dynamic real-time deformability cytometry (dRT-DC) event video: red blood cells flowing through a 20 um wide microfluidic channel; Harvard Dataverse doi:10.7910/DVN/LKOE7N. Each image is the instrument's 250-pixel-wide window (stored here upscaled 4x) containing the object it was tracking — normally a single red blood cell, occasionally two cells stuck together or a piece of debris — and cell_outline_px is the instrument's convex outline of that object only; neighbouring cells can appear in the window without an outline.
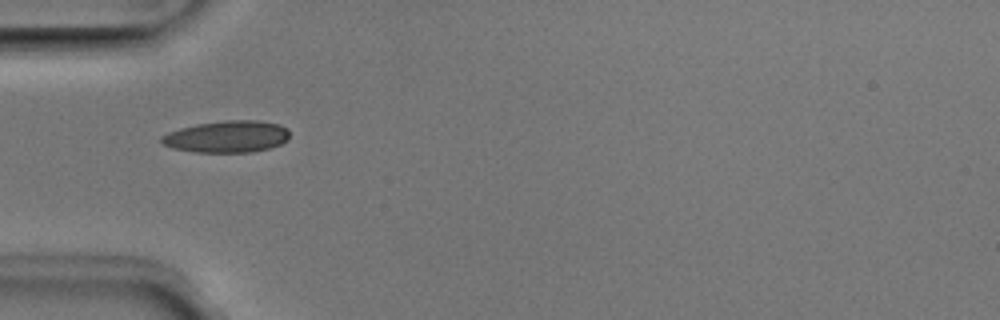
{"species": "Egyptian fruit bat (a non-hibernating species)", "species_latin": "Rousettus aegyptiacus", "temperature_condition": "room temperature", "stored_images_in_passage": 35, "camera_frame_rate_fps": 3000, "um_per_image_px": 0.085, "animal": {"sex": "male"}, "frame": {"image": 1, "passage_image": 1, "time_ms": 0.0, "image_size_px": [1000, 320], "cell_outline_px": [[288, 140], [280, 144], [268, 148], [252, 152], [196, 152], [172, 148], [164, 144], [160, 140], [160, 136], [168, 132], [180, 128], [196, 124], [224, 120], [256, 120], [280, 124], [288, 128]], "centroid_in_image_um": [19.29, 11.6], "position_along_channel_um": 65.7, "area_um2": 23.81}}
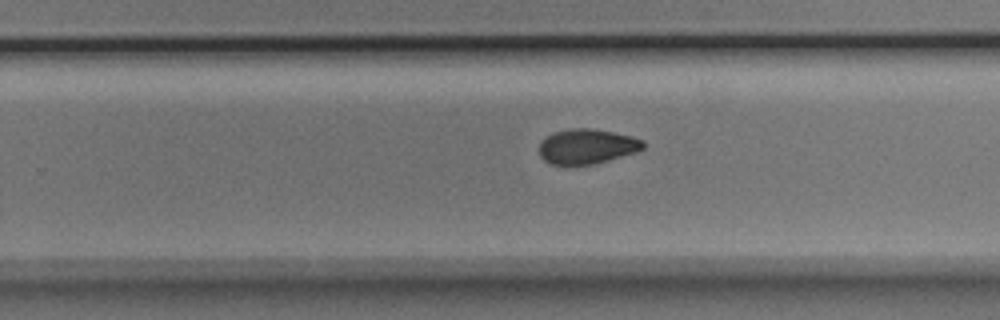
{"frame": {"image": 2, "passage_image": 17, "time_ms": 5.333, "image_size_px": [1000, 320], "cell_outline_px": [[644, 148], [636, 152], [608, 160], [592, 164], [548, 164], [540, 156], [540, 140], [552, 132], [572, 128], [592, 128], [632, 136], [644, 140]], "centroid_in_image_um": [49.87, 12.43], "position_along_channel_um": 279.9, "area_um2": 21.15}}
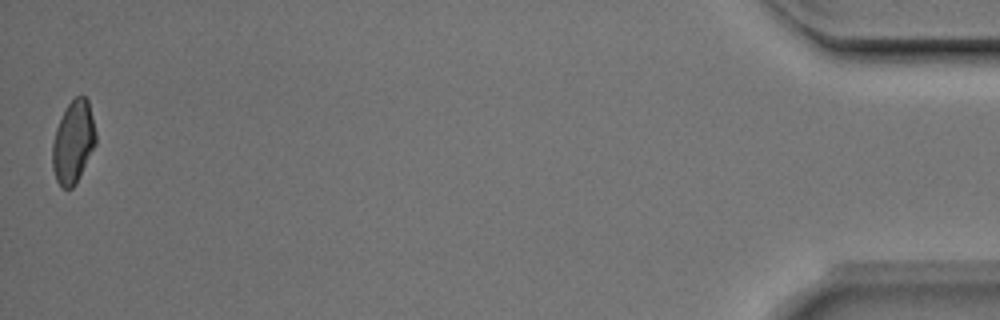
{"frame": {"image": 3, "passage_image": 35, "time_ms": 11.333, "image_size_px": [1000, 320], "cell_outline_px": [[96, 144], [76, 184], [72, 188], [64, 188], [56, 180], [52, 168], [52, 144], [56, 128], [68, 104], [76, 96], [84, 96], [88, 100], [96, 132]], "centroid_in_image_um": [6.23, 12.09], "position_along_channel_um": 429.0, "area_um2": 20.75}, "authors_computed_cell_mechanics": {"area_um2": 21.5594, "velocity_mm_per_s": 4.032, "shape_relaxation_time_tau1_ms": 5.5139, "shape_relaxation_time_tau2_ms": 3.4164, "deformation_change_tau1": 0.1618, "deformation_change_tau2": 0.0866}}